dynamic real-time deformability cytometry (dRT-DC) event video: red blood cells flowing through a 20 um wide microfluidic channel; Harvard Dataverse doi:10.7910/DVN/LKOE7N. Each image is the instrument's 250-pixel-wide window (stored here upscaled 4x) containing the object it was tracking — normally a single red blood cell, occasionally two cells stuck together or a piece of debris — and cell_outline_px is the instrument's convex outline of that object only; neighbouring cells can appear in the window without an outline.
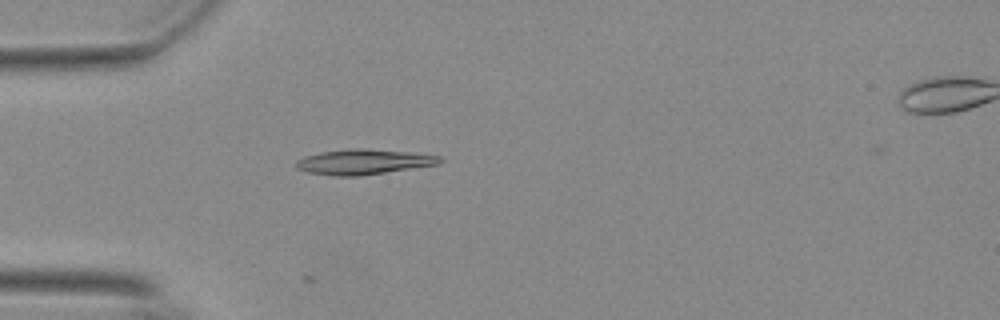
{"species": "Egyptian fruit bat (a non-hibernating species)", "species_latin": "Rousettus aegyptiacus", "temperature_condition": "warm", "stored_images_in_passage": 4, "camera_frame_rate_fps": 3000, "um_per_image_px": 0.085, "animal": {"sex": "female"}, "frame": {"image": 1, "passage_image": 4, "time_ms": 1.0, "image_size_px": [1000, 320], "cell_outline_px": [[444, 160], [440, 164], [356, 176], [336, 176], [308, 172], [296, 168], [296, 160], [304, 156], [320, 152], [352, 148], [360, 148], [408, 152], [440, 156]], "centroid_in_image_um": [30.88, 13.75], "position_along_channel_um": 54.1, "area_um2": 20.87}}